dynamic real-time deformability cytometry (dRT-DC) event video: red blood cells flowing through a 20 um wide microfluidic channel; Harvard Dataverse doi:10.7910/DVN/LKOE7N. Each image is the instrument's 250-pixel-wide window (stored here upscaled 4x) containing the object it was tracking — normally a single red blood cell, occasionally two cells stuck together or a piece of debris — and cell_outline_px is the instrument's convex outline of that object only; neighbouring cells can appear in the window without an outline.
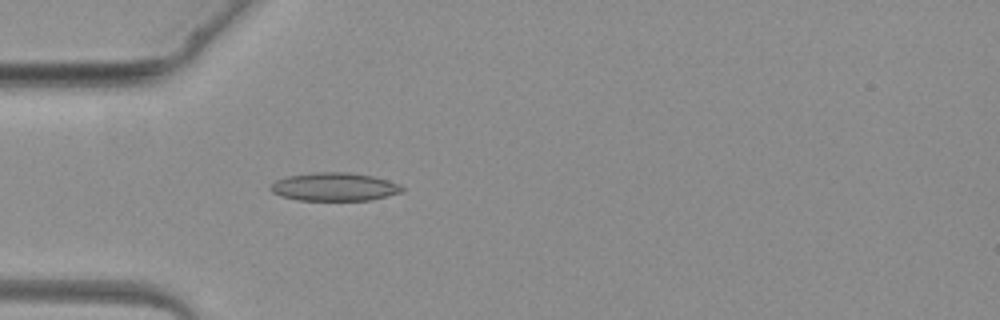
{"species": "common noctule bat (a hibernating species)", "species_latin": "Nyctalus noctula", "temperature_condition": "warm", "stored_images_in_passage": 3, "camera_frame_rate_fps": 3000, "um_per_image_px": 0.085, "animal": {"sex": "female", "body_mass_g": 19.3, "forearm_length_mm": 54.1}, "frame": {"image": 1, "passage_image": 3, "time_ms": 3.333, "image_size_px": [1000, 320], "cell_outline_px": [[404, 192], [372, 200], [296, 200], [280, 196], [272, 192], [268, 188], [276, 180], [288, 176], [312, 172], [348, 172], [372, 176], [388, 180], [400, 184], [404, 188]], "centroid_in_image_um": [28.43, 15.88], "position_along_channel_um": 56.6, "area_um2": 21.85}}